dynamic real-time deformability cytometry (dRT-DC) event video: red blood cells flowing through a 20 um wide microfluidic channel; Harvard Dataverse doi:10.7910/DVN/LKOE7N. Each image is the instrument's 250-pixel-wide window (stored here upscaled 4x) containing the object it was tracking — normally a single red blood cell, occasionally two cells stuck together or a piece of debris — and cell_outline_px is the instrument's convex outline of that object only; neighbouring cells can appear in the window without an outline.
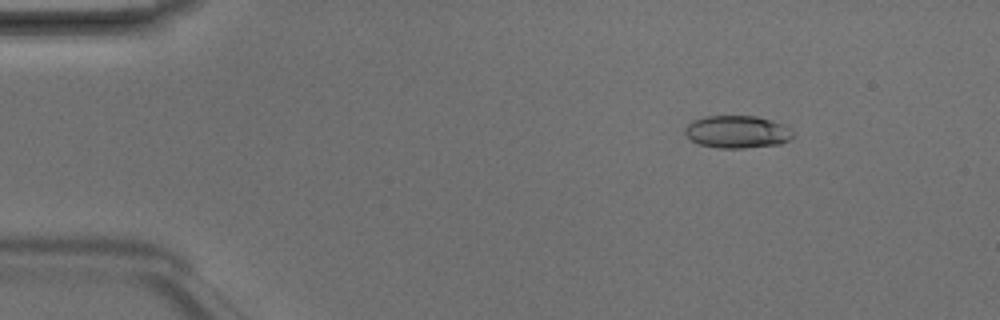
{"species": "Egyptian fruit bat (a non-hibernating species)", "species_latin": "Rousettus aegyptiacus", "temperature_condition": "room temperature", "stored_images_in_passage": 5, "segment_of_instrument_passage": [1, 2], "camera_frame_rate_fps": 3000, "um_per_image_px": 0.085, "animal": {"sex": "male"}, "frame": {"image": 1, "passage_image": 2, "time_ms": 0.333, "image_size_px": [1000, 320], "cell_outline_px": [[796, 136], [792, 140], [780, 144], [744, 148], [720, 148], [700, 144], [692, 140], [684, 132], [684, 128], [692, 120], [704, 116], [756, 116], [784, 124], [796, 132]], "centroid_in_image_um": [62.73, 11.2], "position_along_channel_um": 22.3, "area_um2": 20.75}}